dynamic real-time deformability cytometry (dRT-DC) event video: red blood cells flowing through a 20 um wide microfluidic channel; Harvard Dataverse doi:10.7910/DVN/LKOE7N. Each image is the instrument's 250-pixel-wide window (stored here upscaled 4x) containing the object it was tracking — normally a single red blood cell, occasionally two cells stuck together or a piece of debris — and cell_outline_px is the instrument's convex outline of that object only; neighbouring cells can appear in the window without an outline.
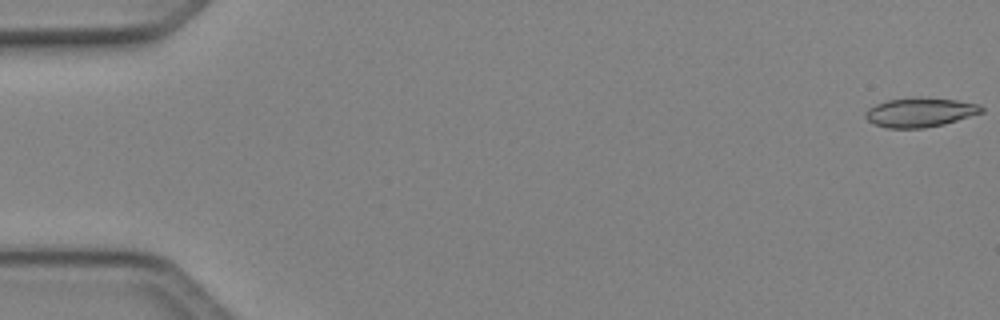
{"species": "Egyptian fruit bat (a non-hibernating species)", "species_latin": "Rousettus aegyptiacus", "temperature_condition": "cold", "stored_images_in_passage": 23, "camera_frame_rate_fps": 3000, "um_per_image_px": 0.085, "animal": {"sex": "female"}, "frame": {"image": 1, "passage_image": 1, "time_ms": 0.0, "image_size_px": [1000, 320], "cell_outline_px": [[984, 112], [944, 124], [924, 128], [888, 128], [872, 124], [864, 116], [864, 112], [868, 108], [876, 104], [888, 100], [956, 100], [980, 104], [984, 108]], "centroid_in_image_um": [78.19, 9.6], "position_along_channel_um": 6.8, "area_um2": 19.07}}
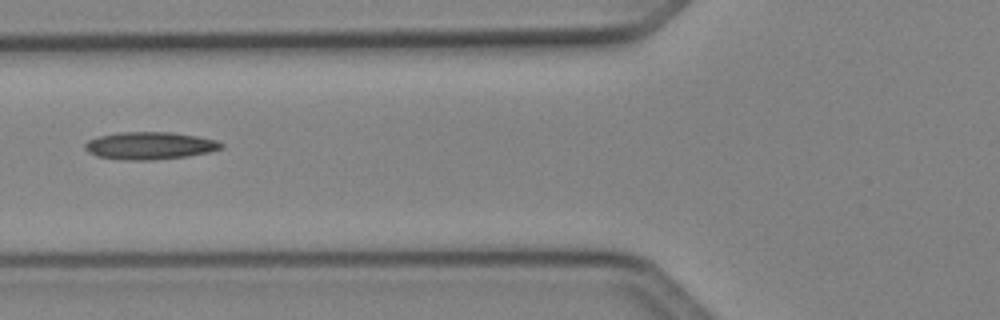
{"frame": {"image": 2, "passage_image": 20, "time_ms": 6.333, "image_size_px": [1000, 320], "cell_outline_px": [[224, 148], [208, 152], [188, 156], [156, 160], [124, 160], [96, 156], [88, 152], [84, 148], [84, 144], [88, 140], [100, 136], [116, 132], [172, 132], [196, 136], [216, 140], [224, 144]], "centroid_in_image_um": [12.72, 12.38], "position_along_channel_um": 113.1, "area_um2": 21.96}}
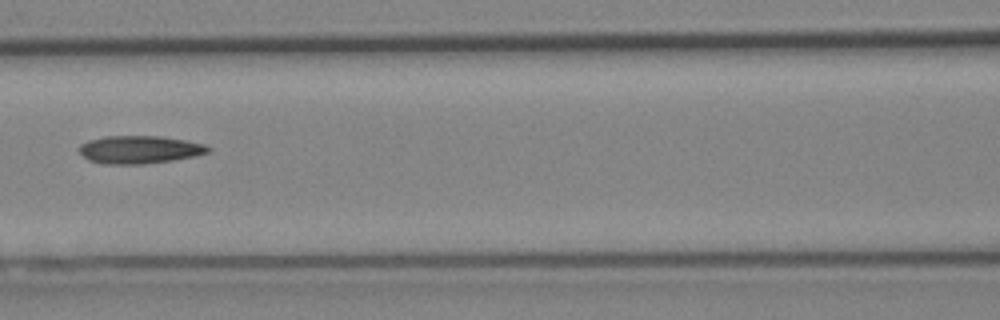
{"frame": {"image": 3, "passage_image": 23, "time_ms": 7.333, "image_size_px": [1000, 320], "cell_outline_px": [[212, 148], [208, 152], [196, 156], [172, 160], [144, 164], [100, 164], [88, 160], [80, 152], [80, 144], [88, 140], [104, 136], [160, 136], [184, 140], [204, 144]], "centroid_in_image_um": [11.85, 12.72], "position_along_channel_um": 154.8, "area_um2": 20.98}}